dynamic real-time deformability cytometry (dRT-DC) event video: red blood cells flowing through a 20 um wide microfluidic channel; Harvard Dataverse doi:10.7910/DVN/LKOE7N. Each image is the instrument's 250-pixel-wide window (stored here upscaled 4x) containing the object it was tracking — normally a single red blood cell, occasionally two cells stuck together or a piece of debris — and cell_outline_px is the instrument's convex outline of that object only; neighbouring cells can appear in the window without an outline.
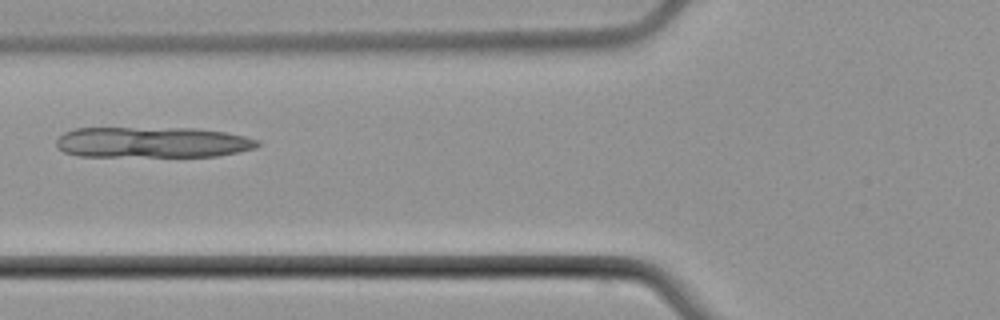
{"species": "common noctule bat (a hibernating species)", "species_latin": "Nyctalus noctula", "temperature_condition": "cold", "stored_images_in_passage": 3, "camera_frame_rate_fps": 3000, "um_per_image_px": 0.085, "animal": {"sex": "male", "body_mass_g": 21.5, "forearm_length_mm": 52.0}, "frame": {"image": 1, "passage_image": 3, "time_ms": 3.333, "image_size_px": [1000, 320], "cell_outline_px": [[260, 144], [256, 148], [240, 152], [216, 156], [80, 156], [64, 152], [56, 148], [56, 140], [64, 132], [76, 128], [192, 128], [228, 132], [260, 140]], "centroid_in_image_um": [12.97, 12.09], "position_along_channel_um": 112.8, "area_um2": 36.36}}